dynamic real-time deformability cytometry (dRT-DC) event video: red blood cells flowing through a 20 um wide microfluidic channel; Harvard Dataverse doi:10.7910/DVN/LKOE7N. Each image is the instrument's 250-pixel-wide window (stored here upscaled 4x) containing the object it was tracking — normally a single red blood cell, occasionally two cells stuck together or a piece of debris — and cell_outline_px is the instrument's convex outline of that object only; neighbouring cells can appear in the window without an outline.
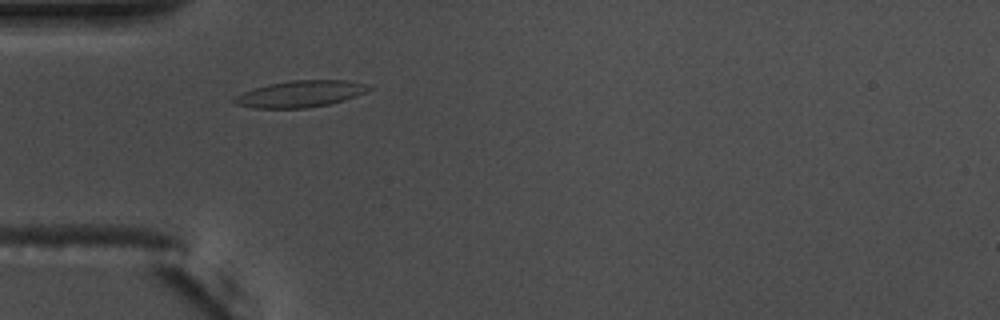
{"species": "common noctule bat (a hibernating species)", "species_latin": "Nyctalus noctula", "temperature_condition": "warm", "stored_images_in_passage": 33, "camera_frame_rate_fps": 3000, "um_per_image_px": 0.085, "animal": {"sex": "male", "body_mass_g": 17.5, "forearm_length_mm": 52.3}, "frame": {"image": 1, "passage_image": 10, "time_ms": 3.0, "image_size_px": [1000, 320], "cell_outline_px": [[372, 88], [356, 96], [344, 100], [328, 104], [304, 108], [252, 108], [236, 104], [232, 100], [236, 96], [244, 92], [268, 84], [288, 80], [348, 80], [372, 84]], "centroid_in_image_um": [25.57, 7.97], "position_along_channel_um": 59.4, "area_um2": 20.81}}